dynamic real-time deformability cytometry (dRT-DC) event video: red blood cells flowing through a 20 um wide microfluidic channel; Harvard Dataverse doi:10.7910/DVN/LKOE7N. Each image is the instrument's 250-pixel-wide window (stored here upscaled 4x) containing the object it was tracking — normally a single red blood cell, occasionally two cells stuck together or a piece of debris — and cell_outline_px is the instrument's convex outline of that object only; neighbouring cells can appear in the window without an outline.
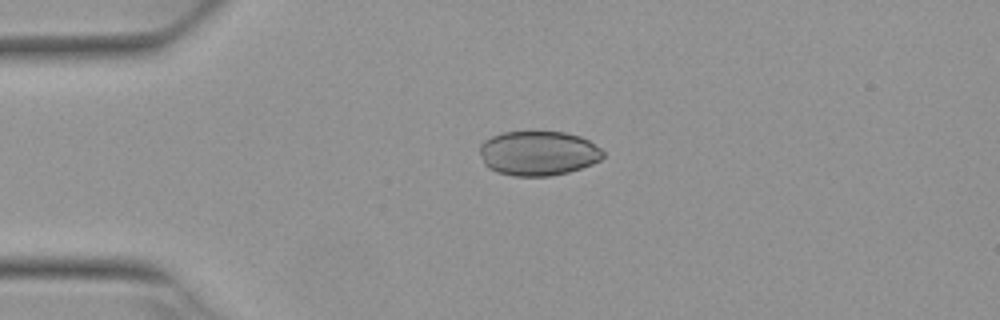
{"species": "Egyptian fruit bat (a non-hibernating species)", "species_latin": "Rousettus aegyptiacus", "temperature_condition": "warm", "stored_images_in_passage": 2, "camera_frame_rate_fps": 3000, "um_per_image_px": 0.085, "animal": {"sex": "female"}, "frame": {"image": 1, "passage_image": 1, "time_ms": 0.0, "image_size_px": [1000, 320], "cell_outline_px": [[604, 156], [600, 160], [592, 164], [568, 172], [552, 176], [512, 176], [496, 172], [488, 168], [484, 164], [480, 152], [480, 144], [484, 140], [492, 136], [504, 132], [564, 132], [580, 136], [588, 140], [600, 148], [604, 152]], "centroid_in_image_um": [45.74, 13.03], "position_along_channel_um": 39.3, "area_um2": 32.14}}